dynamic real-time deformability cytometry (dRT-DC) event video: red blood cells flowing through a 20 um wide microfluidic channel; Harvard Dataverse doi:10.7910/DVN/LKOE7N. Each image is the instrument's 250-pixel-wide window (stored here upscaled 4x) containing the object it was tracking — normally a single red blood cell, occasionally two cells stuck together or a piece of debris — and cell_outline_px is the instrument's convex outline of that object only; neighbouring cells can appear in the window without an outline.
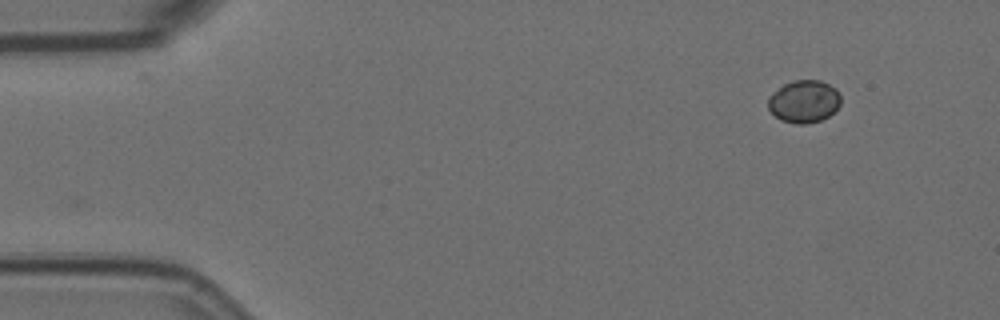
{"species": "Egyptian fruit bat (a non-hibernating species)", "species_latin": "Rousettus aegyptiacus", "temperature_condition": "room temperature", "stored_images_in_passage": 2, "camera_frame_rate_fps": 3000, "um_per_image_px": 0.085, "animal": {"sex": "female"}, "frame": {"image": 1, "passage_image": 2, "time_ms": 0.333, "image_size_px": [1000, 320], "cell_outline_px": [[840, 104], [828, 116], [820, 120], [808, 124], [796, 124], [780, 120], [768, 108], [768, 96], [772, 92], [784, 84], [792, 80], [820, 80], [836, 88], [840, 92]], "centroid_in_image_um": [68.33, 8.61], "position_along_channel_um": 16.7, "area_um2": 18.09}}